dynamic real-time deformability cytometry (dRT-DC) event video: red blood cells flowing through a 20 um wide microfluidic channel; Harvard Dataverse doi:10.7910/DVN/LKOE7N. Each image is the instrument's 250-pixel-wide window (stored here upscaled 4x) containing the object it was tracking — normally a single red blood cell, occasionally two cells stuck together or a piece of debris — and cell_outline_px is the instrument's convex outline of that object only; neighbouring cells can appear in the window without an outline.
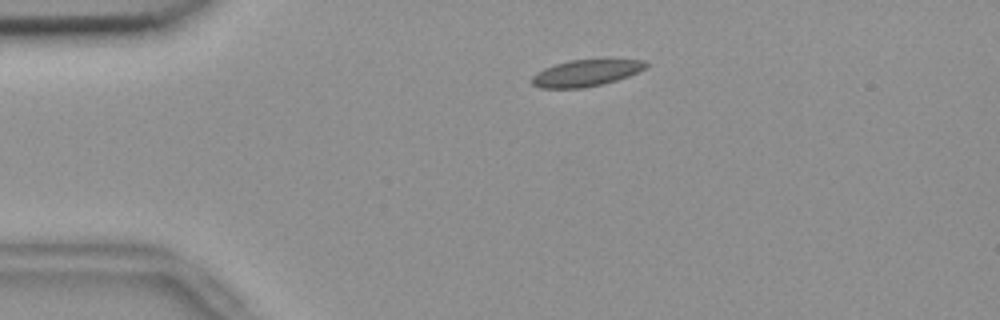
{"species": "common noctule bat (a hibernating species)", "species_latin": "Nyctalus noctula", "temperature_condition": "room temperature", "stored_images_in_passage": 46, "camera_frame_rate_fps": 3000, "um_per_image_px": 0.085, "animal": {"sex": "female", "body_mass_g": 18.4}, "frame": {"image": 1, "passage_image": 2, "time_ms": 0.333, "image_size_px": [1000, 320], "cell_outline_px": [[648, 68], [628, 76], [616, 80], [584, 88], [540, 88], [532, 84], [532, 76], [536, 72], [544, 68], [568, 60], [600, 56], [608, 56], [644, 60], [648, 64]], "centroid_in_image_um": [49.9, 6.13], "position_along_channel_um": 35.1, "area_um2": 18.73}}
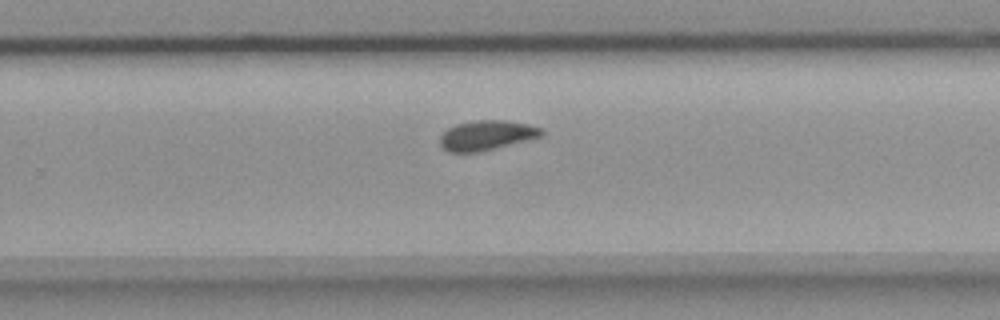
{"frame": {"image": 2, "passage_image": 26, "time_ms": 8.333, "image_size_px": [1000, 320], "cell_outline_px": [[544, 136], [480, 152], [448, 152], [440, 144], [440, 136], [448, 128], [456, 124], [476, 120], [504, 120], [528, 124], [540, 128], [544, 132]], "centroid_in_image_um": [41.37, 11.5], "position_along_channel_um": 288.4, "area_um2": 17.63}}
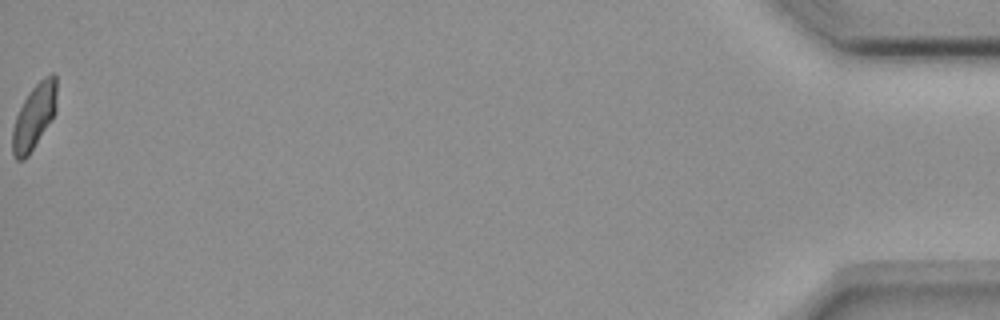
{"frame": {"image": 3, "passage_image": 46, "time_ms": 15.0, "image_size_px": [1000, 320], "cell_outline_px": [[56, 112], [28, 156], [24, 160], [16, 160], [12, 156], [12, 128], [16, 116], [28, 92], [44, 76], [52, 72], [56, 76]], "centroid_in_image_um": [2.89, 9.91], "position_along_channel_um": 432.3, "area_um2": 16.82}, "authors_computed_cell_mechanics": {"area_um2": 17.6868, "velocity_mm_per_s": 3.6582, "shape_relaxation_time_tau1_ms": null, "shape_relaxation_time_tau2_ms": 2.8164, "deformation_change_tau1": null, "deformation_change_tau2": 0.0712}}